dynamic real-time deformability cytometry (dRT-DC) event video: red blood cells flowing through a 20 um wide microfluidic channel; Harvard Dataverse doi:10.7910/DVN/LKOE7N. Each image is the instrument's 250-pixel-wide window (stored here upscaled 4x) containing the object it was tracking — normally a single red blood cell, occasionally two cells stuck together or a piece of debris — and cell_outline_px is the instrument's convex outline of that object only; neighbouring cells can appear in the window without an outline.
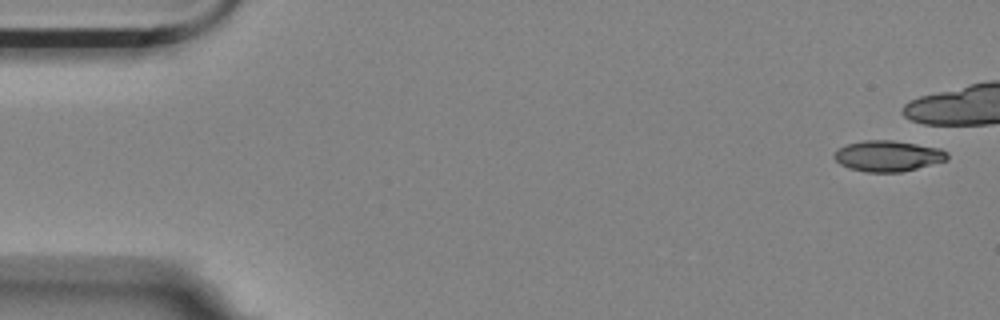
{"species": "Egyptian fruit bat (a non-hibernating species)", "species_latin": "Rousettus aegyptiacus", "temperature_condition": "room temperature", "stored_images_in_passage": 7, "camera_frame_rate_fps": 3000, "um_per_image_px": 0.085, "animal": {"sex": "female"}, "frame": {"image": 1, "passage_image": 1, "time_ms": 0.0, "image_size_px": [1000, 320], "cell_outline_px": [[948, 160], [900, 172], [864, 172], [848, 168], [840, 164], [832, 156], [836, 148], [848, 144], [864, 140], [892, 140], [940, 148], [948, 152]], "centroid_in_image_um": [75.44, 13.25], "position_along_channel_um": 9.6, "area_um2": 20.4}}